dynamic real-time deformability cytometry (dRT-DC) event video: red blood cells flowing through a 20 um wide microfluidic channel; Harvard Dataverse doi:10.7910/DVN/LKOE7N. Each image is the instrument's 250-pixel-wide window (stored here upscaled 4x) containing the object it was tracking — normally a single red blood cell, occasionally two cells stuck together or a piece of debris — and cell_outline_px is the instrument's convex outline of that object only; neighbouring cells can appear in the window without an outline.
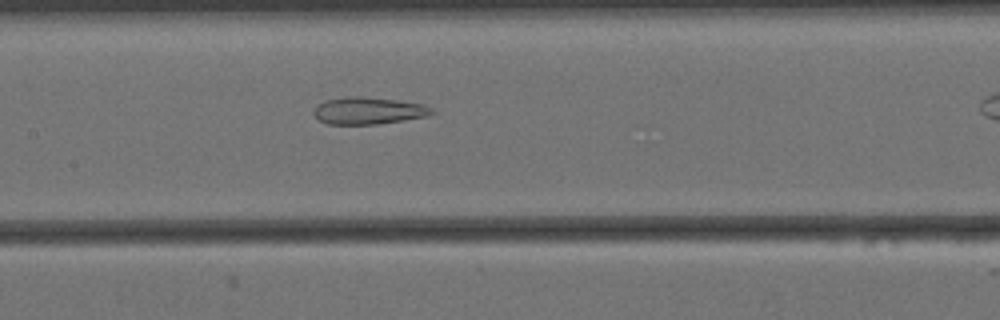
{"species": "Egyptian fruit bat (a non-hibernating species)", "species_latin": "Rousettus aegyptiacus", "temperature_condition": "cold", "stored_images_in_passage": 36, "camera_frame_rate_fps": 3000, "um_per_image_px": 0.085, "animal": {"sex": "female"}, "frame": {"image": 1, "passage_image": 17, "time_ms": 5.333, "image_size_px": [1000, 320], "cell_outline_px": [[436, 112], [428, 116], [404, 120], [376, 124], [328, 124], [320, 120], [312, 112], [316, 104], [324, 100], [348, 96], [360, 96], [396, 100], [424, 104], [432, 108]], "centroid_in_image_um": [31.31, 9.4], "position_along_channel_um": 176.1, "area_um2": 18.73}}
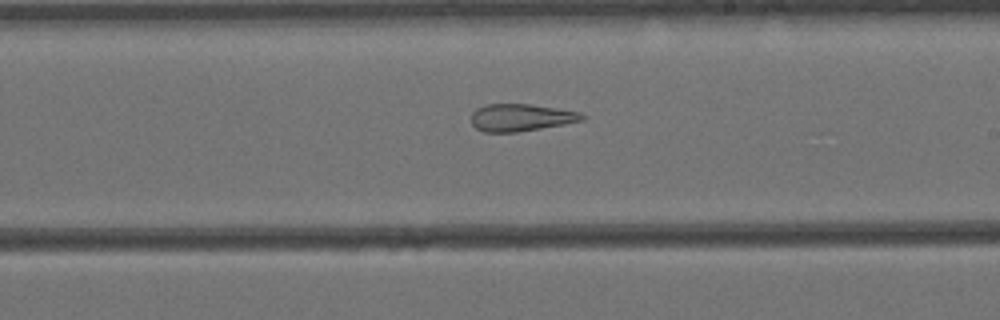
{"frame": {"image": 2, "passage_image": 23, "time_ms": 7.333, "image_size_px": [1000, 320], "cell_outline_px": [[588, 116], [584, 120], [564, 124], [516, 132], [484, 132], [476, 128], [472, 124], [472, 112], [476, 108], [484, 104], [528, 104], [556, 108], [580, 112]], "centroid_in_image_um": [44.28, 9.98], "position_along_channel_um": 244.7, "area_um2": 17.63}}
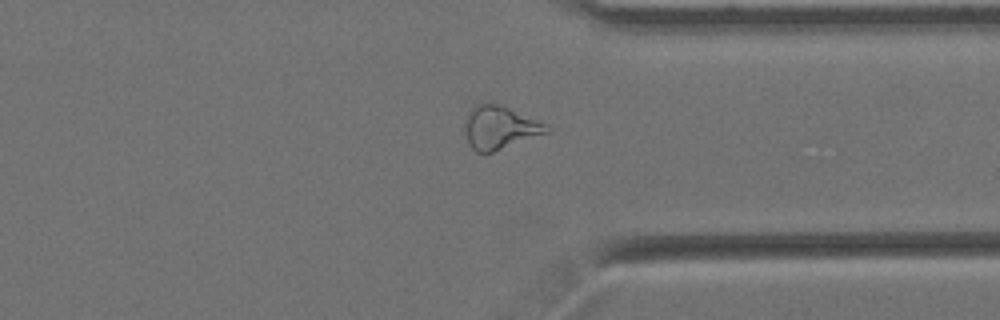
{"frame": {"image": 3, "passage_image": 34, "time_ms": 11.0, "image_size_px": [1000, 320], "cell_outline_px": [[552, 132], [492, 152], [476, 152], [468, 144], [464, 132], [464, 120], [472, 104], [496, 104], [508, 108], [544, 124], [552, 128]], "centroid_in_image_um": [42.44, 10.86], "position_along_channel_um": 369.0, "area_um2": 20.52}}